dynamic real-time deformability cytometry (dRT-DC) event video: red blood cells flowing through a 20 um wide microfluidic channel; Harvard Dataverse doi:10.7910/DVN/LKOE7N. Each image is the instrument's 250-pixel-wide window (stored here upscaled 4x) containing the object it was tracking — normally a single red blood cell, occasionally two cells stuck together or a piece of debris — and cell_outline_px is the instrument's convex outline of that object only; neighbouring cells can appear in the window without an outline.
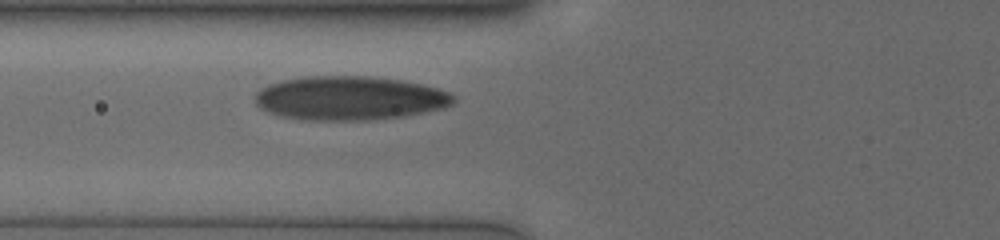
{"species": "human", "species_latin": "Homo sapiens", "temperature_condition": "cold", "stored_images_in_passage": 36, "camera_frame_rate_fps": 3000, "um_per_image_px": 0.085, "donor": {"sex": "male"}, "frame": {"image": 1, "passage_image": 11, "time_ms": 3.333, "image_size_px": [1000, 240], "cell_outline_px": [[456, 100], [452, 104], [444, 108], [400, 116], [364, 120], [312, 120], [284, 116], [268, 112], [260, 108], [256, 104], [256, 92], [260, 88], [268, 84], [284, 80], [304, 76], [368, 76], [400, 80], [440, 88], [452, 92], [456, 96]], "centroid_in_image_um": [29.74, 8.33], "position_along_channel_um": 96.1, "area_um2": 50.63}}
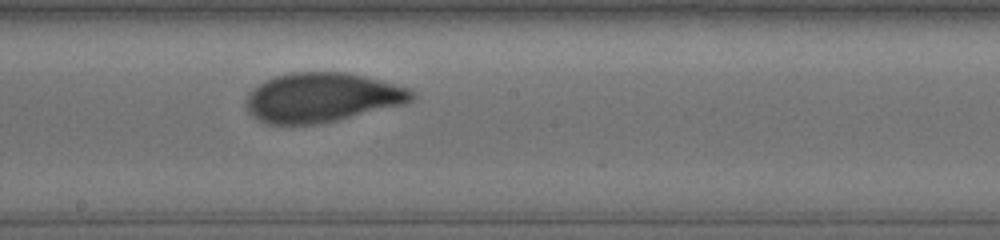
{"frame": {"image": 2, "passage_image": 21, "time_ms": 6.667, "image_size_px": [1000, 240], "cell_outline_px": [[416, 96], [412, 100], [404, 104], [336, 120], [312, 124], [268, 124], [252, 116], [248, 112], [244, 104], [248, 92], [252, 88], [276, 76], [292, 72], [348, 72], [364, 76], [408, 88], [416, 92]], "centroid_in_image_um": [27.34, 8.28], "position_along_channel_um": 220.9, "area_um2": 47.45}}
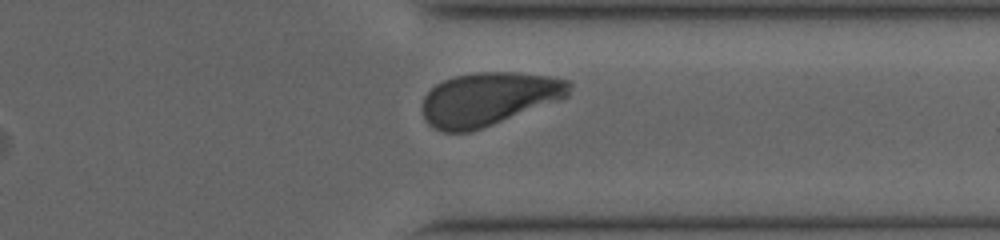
{"frame": {"image": 3, "passage_image": 33, "time_ms": 10.667, "image_size_px": [1000, 240], "cell_outline_px": [[572, 84], [568, 96], [472, 132], [440, 132], [432, 128], [424, 120], [424, 96], [436, 84], [444, 80], [456, 76], [476, 72], [520, 72], [548, 76], [572, 80]], "centroid_in_image_um": [41.53, 8.4], "position_along_channel_um": 369.9, "area_um2": 45.49}, "authors_computed_cell_mechanics": {"area_um2": 47.3093, "velocity_mm_per_s": 3.735, "shape_relaxation_time_tau1_ms": 4.2452, "shape_relaxation_time_tau2_ms": null, "deformation_change_tau1": 0.1563, "deformation_change_tau2": null}}